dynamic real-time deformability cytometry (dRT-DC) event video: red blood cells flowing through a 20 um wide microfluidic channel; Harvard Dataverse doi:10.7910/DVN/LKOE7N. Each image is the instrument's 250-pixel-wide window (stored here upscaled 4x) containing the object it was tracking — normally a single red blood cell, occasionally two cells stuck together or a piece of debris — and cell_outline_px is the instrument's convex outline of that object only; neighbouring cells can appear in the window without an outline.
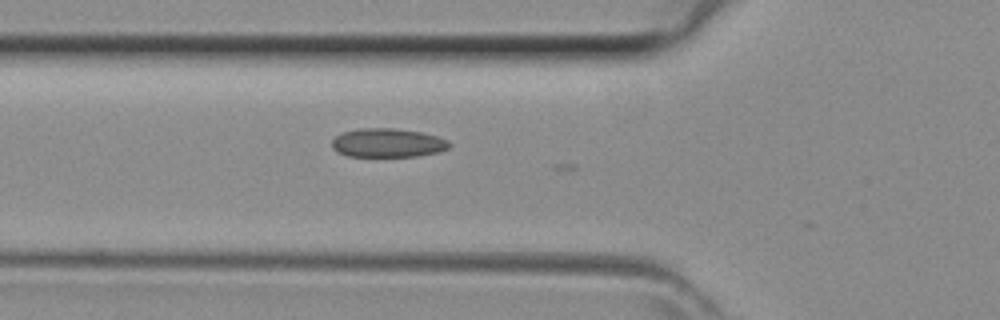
{"species": "common noctule bat (a hibernating species)", "species_latin": "Nyctalus noctula", "temperature_condition": "room temperature", "stored_images_in_passage": 22, "camera_frame_rate_fps": 3000, "um_per_image_px": 0.085, "animal": {"sex": "female", "body_mass_g": 29.2, "forearm_length_mm": 56.3}, "frame": {"image": 1, "passage_image": 5, "time_ms": 1.333, "image_size_px": [1000, 320], "cell_outline_px": [[452, 144], [448, 148], [436, 152], [416, 156], [348, 156], [336, 152], [332, 148], [332, 140], [336, 136], [344, 132], [360, 128], [392, 128], [424, 132], [448, 140]], "centroid_in_image_um": [32.94, 12.14], "position_along_channel_um": 92.9, "area_um2": 19.71}}
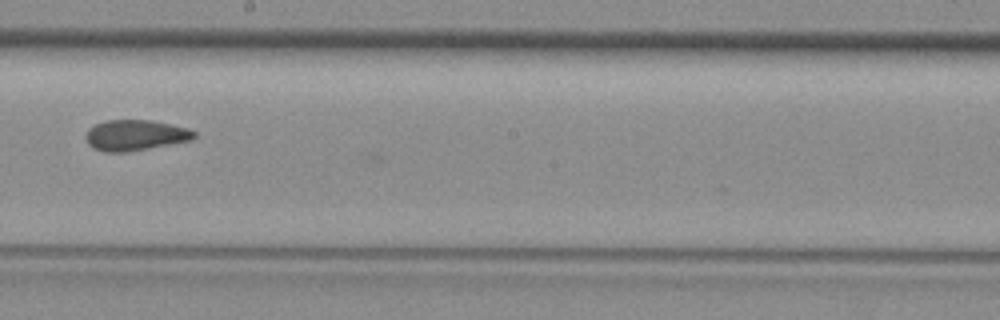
{"frame": {"image": 2, "passage_image": 14, "time_ms": 4.333, "image_size_px": [1000, 320], "cell_outline_px": [[196, 136], [192, 140], [148, 148], [124, 152], [104, 152], [92, 148], [88, 144], [88, 128], [96, 124], [108, 120], [152, 120], [188, 128], [196, 132]], "centroid_in_image_um": [11.52, 11.49], "position_along_channel_um": 236.7, "area_um2": 19.19}}
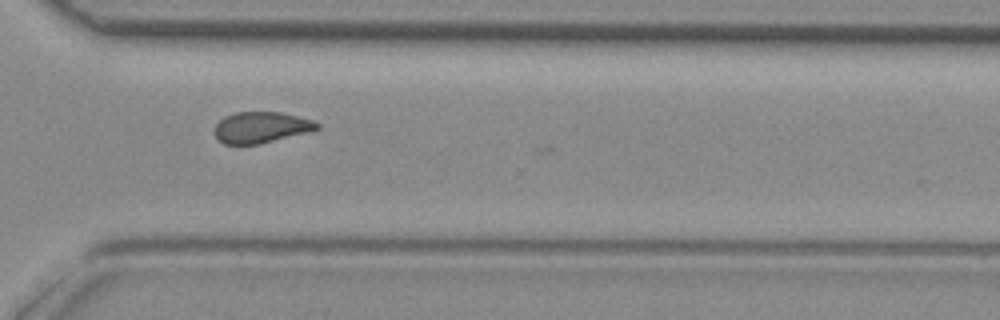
{"frame": {"image": 3, "passage_image": 21, "time_ms": 6.667, "image_size_px": [1000, 320], "cell_outline_px": [[320, 128], [308, 132], [260, 144], [224, 144], [216, 136], [216, 124], [224, 116], [236, 112], [280, 112], [312, 120], [320, 124]], "centroid_in_image_um": [22.21, 10.82], "position_along_channel_um": 348.4, "area_um2": 18.38}}